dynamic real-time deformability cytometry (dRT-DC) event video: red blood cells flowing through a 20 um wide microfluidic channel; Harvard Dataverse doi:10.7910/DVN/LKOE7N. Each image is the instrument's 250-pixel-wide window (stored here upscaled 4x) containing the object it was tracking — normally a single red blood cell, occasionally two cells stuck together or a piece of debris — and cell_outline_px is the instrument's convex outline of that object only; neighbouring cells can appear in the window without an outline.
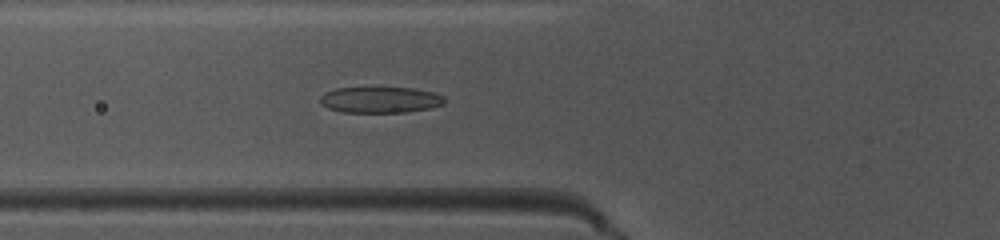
{"species": "common noctule bat (a hibernating species)", "species_latin": "Nyctalus noctula", "temperature_condition": "warm", "stored_images_in_passage": 50, "camera_frame_rate_fps": 3000, "um_per_image_px": 0.085, "animal": {"sex": "female", "body_mass_g": 10.0, "forearm_length_mm": 53.1}, "frame": {"image": 1, "passage_image": 19, "time_ms": 6.0, "image_size_px": [1000, 240], "cell_outline_px": [[444, 104], [432, 108], [404, 112], [344, 112], [328, 108], [320, 104], [320, 96], [324, 92], [336, 88], [412, 88], [432, 92], [444, 96]], "centroid_in_image_um": [32.3, 8.48], "position_along_channel_um": 93.5, "area_um2": 18.84}}
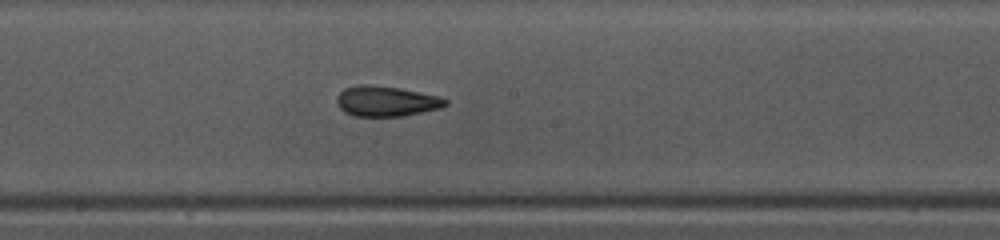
{"frame": {"image": 2, "passage_image": 28, "time_ms": 9.0, "image_size_px": [1000, 240], "cell_outline_px": [[448, 104], [440, 108], [404, 116], [356, 116], [344, 112], [336, 104], [336, 96], [344, 88], [356, 84], [364, 84], [400, 88], [440, 96], [448, 100]], "centroid_in_image_um": [32.81, 8.6], "position_along_channel_um": 215.4, "area_um2": 19.36}}
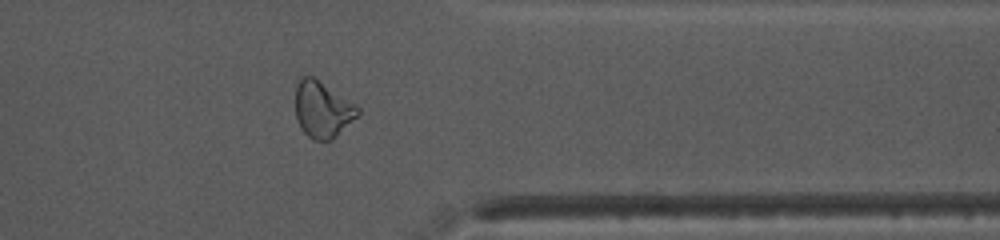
{"frame": {"image": 3, "passage_image": 41, "time_ms": 13.333, "image_size_px": [1000, 240], "cell_outline_px": [[360, 112], [332, 140], [312, 140], [304, 132], [296, 116], [296, 84], [300, 76], [312, 76], [356, 104], [360, 108]], "centroid_in_image_um": [27.4, 9.29], "position_along_channel_um": 384.0, "area_um2": 20.17}, "authors_computed_cell_mechanics": {"area_um2": 19.4786, "velocity_mm_per_s": 4.0342, "shape_relaxation_time_tau1_ms": 10.4924, "shape_relaxation_time_tau2_ms": 1.4789, "deformation_change_tau1": 0.2824, "deformation_change_tau2": 0.0953}}